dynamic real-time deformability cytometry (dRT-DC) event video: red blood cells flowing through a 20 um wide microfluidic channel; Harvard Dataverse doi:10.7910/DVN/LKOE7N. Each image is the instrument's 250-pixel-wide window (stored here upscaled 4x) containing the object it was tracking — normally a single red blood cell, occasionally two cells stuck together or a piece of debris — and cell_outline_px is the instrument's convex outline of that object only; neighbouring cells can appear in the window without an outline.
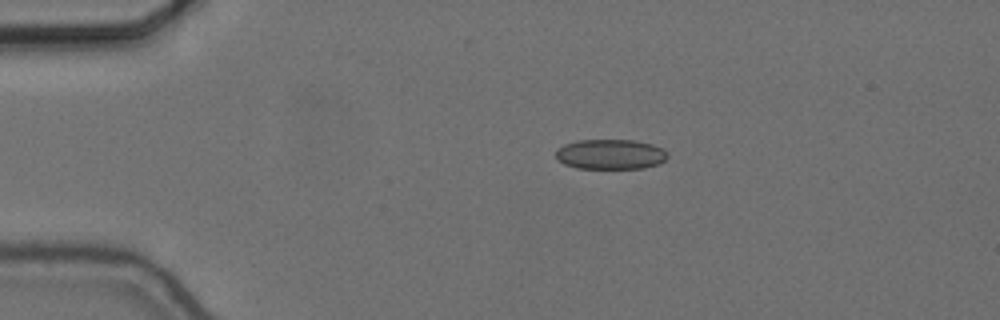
{"species": "common noctule bat (a hibernating species)", "species_latin": "Nyctalus noctula", "temperature_condition": "cold", "stored_images_in_passage": 37, "camera_frame_rate_fps": 3000, "um_per_image_px": 0.085, "animal": {"sex": "female", "body_mass_g": 24.6, "forearm_length_mm": 56.2}, "frame": {"image": 1, "passage_image": 1, "time_ms": 0.0, "image_size_px": [1000, 320], "cell_outline_px": [[668, 156], [660, 164], [644, 168], [576, 168], [564, 164], [556, 160], [556, 148], [564, 144], [576, 140], [632, 140], [652, 144], [664, 148], [668, 152]], "centroid_in_image_um": [51.88, 13.11], "position_along_channel_um": 33.1, "area_um2": 19.83}}
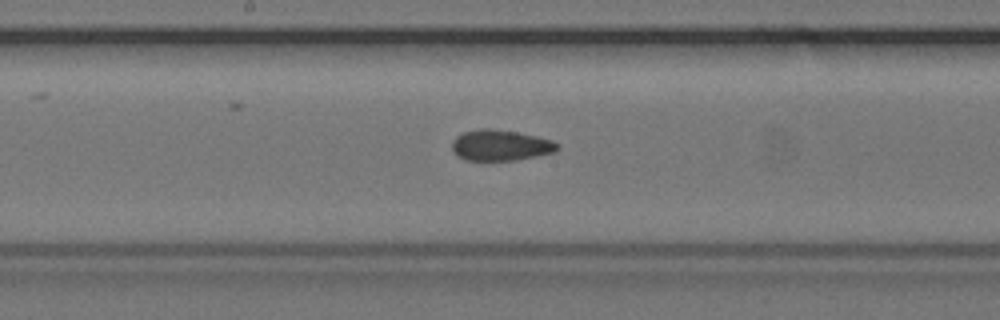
{"frame": {"image": 2, "passage_image": 19, "time_ms": 6.0, "image_size_px": [1000, 320], "cell_outline_px": [[560, 148], [556, 152], [516, 160], [464, 160], [456, 156], [452, 152], [452, 140], [456, 136], [464, 132], [480, 128], [492, 128], [516, 132], [536, 136], [552, 140], [560, 144]], "centroid_in_image_um": [42.53, 12.35], "position_along_channel_um": 205.7, "area_um2": 19.19}}
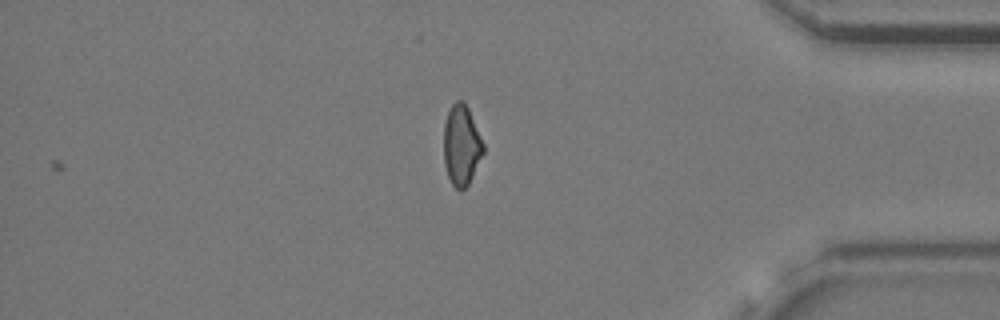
{"frame": {"image": 3, "passage_image": 37, "time_ms": 12.0, "image_size_px": [1000, 320], "cell_outline_px": [[484, 152], [468, 184], [464, 188], [456, 188], [452, 184], [448, 176], [444, 164], [444, 124], [448, 112], [452, 104], [456, 100], [464, 100], [468, 108], [484, 144]], "centroid_in_image_um": [39.22, 12.31], "position_along_channel_um": 396.0, "area_um2": 18.32}, "authors_computed_cell_mechanics": {"area_um2": 18.8428, "velocity_mm_per_s": 3.6657, "shape_relaxation_time_tau1_ms": null, "shape_relaxation_time_tau2_ms": 2.9003, "deformation_change_tau1": null, "deformation_change_tau2": 0.0907}}